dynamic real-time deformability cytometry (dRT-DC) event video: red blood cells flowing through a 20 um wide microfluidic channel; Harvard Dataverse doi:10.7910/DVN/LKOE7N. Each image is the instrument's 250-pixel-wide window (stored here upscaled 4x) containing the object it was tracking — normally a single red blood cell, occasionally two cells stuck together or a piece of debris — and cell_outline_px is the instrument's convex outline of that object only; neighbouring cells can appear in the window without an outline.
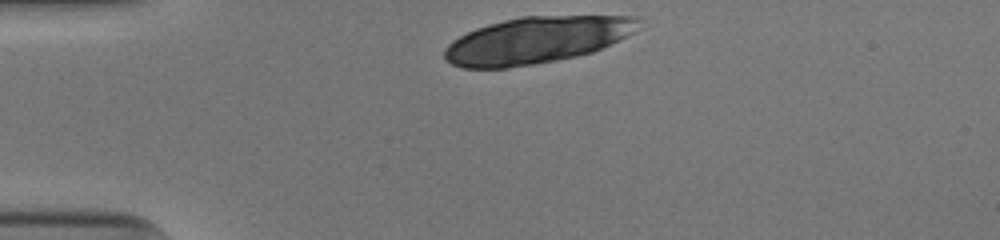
{"species": "human", "species_latin": "Homo sapiens", "temperature_condition": "cold", "stored_images_in_passage": 31, "camera_frame_rate_fps": 3000, "um_per_image_px": 0.085, "donor": {"sex": "male"}, "frame": {"image": 1, "passage_image": 1, "time_ms": 0.0, "image_size_px": [1000, 240], "cell_outline_px": [[644, 28], [592, 52], [576, 56], [556, 60], [508, 68], [460, 68], [444, 60], [444, 48], [452, 40], [476, 28], [488, 24], [520, 16], [640, 16]], "centroid_in_image_um": [45.63, 3.4], "position_along_channel_um": 39.4, "area_um2": 53.0}}